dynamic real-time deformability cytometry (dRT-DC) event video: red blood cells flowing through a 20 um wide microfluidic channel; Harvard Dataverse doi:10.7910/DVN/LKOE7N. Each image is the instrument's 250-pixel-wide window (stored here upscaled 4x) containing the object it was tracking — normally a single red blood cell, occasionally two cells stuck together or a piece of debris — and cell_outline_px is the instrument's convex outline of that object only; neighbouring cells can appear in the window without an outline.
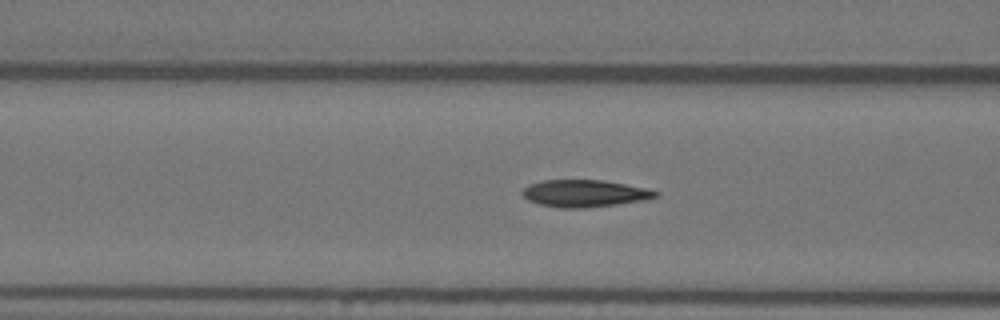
{"species": "Egyptian fruit bat (a non-hibernating species)", "species_latin": "Rousettus aegyptiacus", "temperature_condition": "warm", "stored_images_in_passage": 56, "camera_frame_rate_fps": 3000, "um_per_image_px": 0.085, "animal": {"sex": "female"}, "frame": {"image": 1, "passage_image": 22, "time_ms": 7.0, "image_size_px": [1000, 320], "cell_outline_px": [[660, 196], [644, 200], [616, 204], [584, 208], [560, 208], [540, 204], [528, 200], [520, 192], [528, 184], [544, 180], [604, 180], [644, 188], [660, 192]], "centroid_in_image_um": [49.68, 16.44], "position_along_channel_um": 116.9, "area_um2": 20.98}}
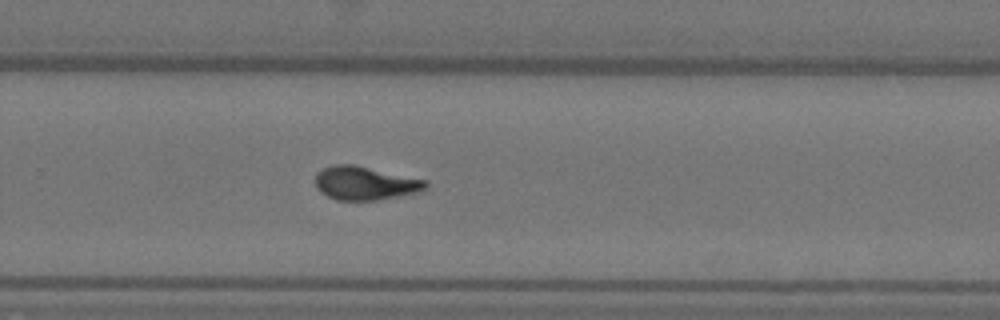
{"frame": {"image": 2, "passage_image": 37, "time_ms": 12.0, "image_size_px": [1000, 320], "cell_outline_px": [[428, 188], [416, 192], [400, 196], [380, 200], [336, 200], [320, 192], [316, 188], [316, 172], [324, 168], [336, 164], [352, 164], [428, 180]], "centroid_in_image_um": [31.04, 15.57], "position_along_channel_um": 298.8, "area_um2": 21.62}}
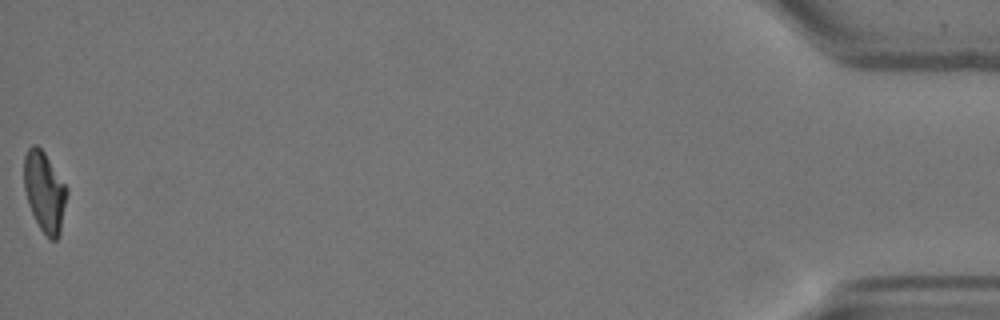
{"frame": {"image": 3, "passage_image": 56, "time_ms": 18.333, "image_size_px": [1000, 320], "cell_outline_px": [[68, 192], [60, 236], [56, 240], [48, 240], [40, 228], [28, 204], [24, 188], [24, 156], [28, 148], [32, 144], [36, 144], [44, 152], [68, 188]], "centroid_in_image_um": [3.8, 16.32], "position_along_channel_um": 431.4, "area_um2": 20.23}, "authors_computed_cell_mechanics": {"area_um2": 20.8658, "velocity_mm_per_s": 3.6529, "shape_relaxation_time_tau1_ms": 9.4677, "shape_relaxation_time_tau2_ms": 1.7309, "deformation_change_tau1": 0.2798, "deformation_change_tau2": 0.0662}}